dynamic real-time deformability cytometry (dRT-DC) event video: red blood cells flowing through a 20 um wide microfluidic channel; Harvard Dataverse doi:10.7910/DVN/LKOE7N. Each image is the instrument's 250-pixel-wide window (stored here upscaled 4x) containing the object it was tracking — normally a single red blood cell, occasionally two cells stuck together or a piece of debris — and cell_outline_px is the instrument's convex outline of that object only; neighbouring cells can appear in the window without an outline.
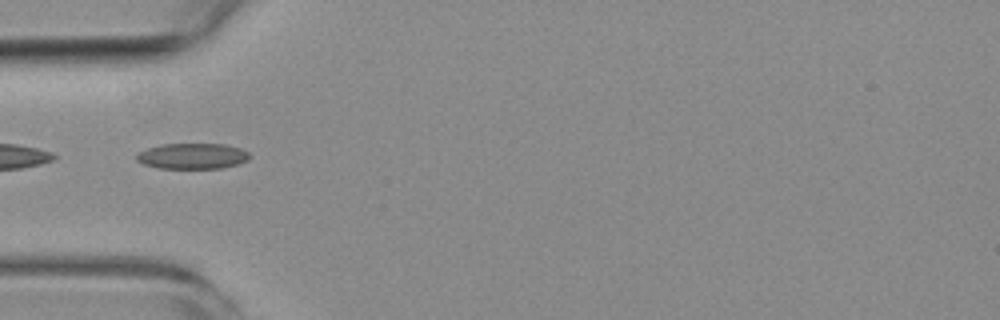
{"species": "common noctule bat (a hibernating species)", "species_latin": "Nyctalus noctula", "temperature_condition": "room temperature", "stored_images_in_passage": 3, "camera_frame_rate_fps": 3000, "um_per_image_px": 0.085, "animal": {"sex": "female", "body_mass_g": 19.3, "forearm_length_mm": 54.1}, "frame": {"image": 1, "passage_image": 1, "time_ms": 0.0, "image_size_px": [1000, 320], "cell_outline_px": [[252, 156], [248, 160], [236, 164], [220, 168], [156, 168], [144, 164], [136, 160], [136, 156], [140, 152], [148, 148], [160, 144], [224, 144], [240, 148], [248, 152]], "centroid_in_image_um": [16.36, 13.26], "position_along_channel_um": 68.6, "area_um2": 16.88}}
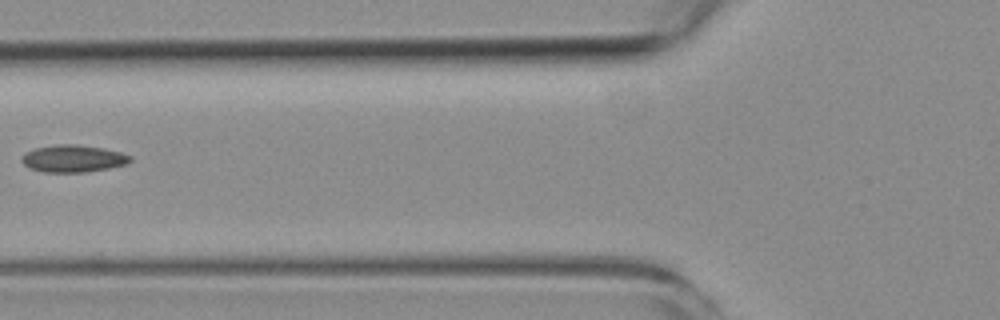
{"frame": {"image": 2, "passage_image": 2, "time_ms": 1.333, "image_size_px": [1000, 320], "cell_outline_px": [[132, 160], [128, 164], [108, 168], [84, 172], [44, 172], [28, 168], [20, 160], [28, 152], [36, 148], [60, 144], [76, 144], [104, 148], [120, 152], [132, 156]], "centroid_in_image_um": [6.26, 13.48], "position_along_channel_um": 119.5, "area_um2": 17.11}}
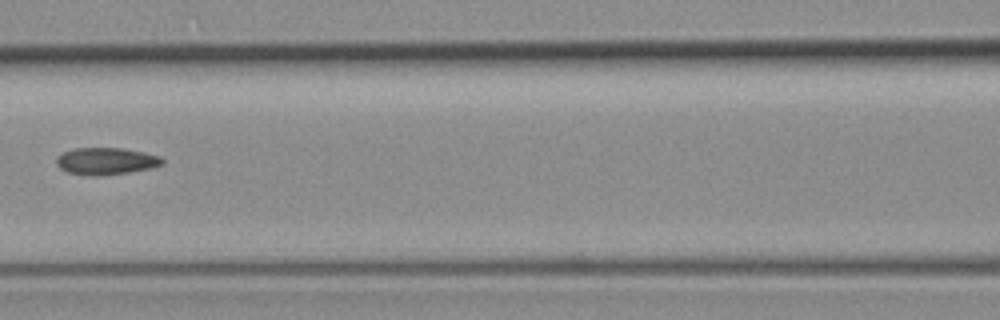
{"frame": {"image": 3, "passage_image": 3, "time_ms": 2.333, "image_size_px": [1000, 320], "cell_outline_px": [[164, 164], [152, 168], [128, 172], [100, 176], [84, 176], [68, 172], [60, 168], [56, 164], [56, 156], [64, 152], [76, 148], [120, 148], [144, 152], [160, 156], [164, 160]], "centroid_in_image_um": [9.01, 13.7], "position_along_channel_um": 157.6, "area_um2": 16.82}}